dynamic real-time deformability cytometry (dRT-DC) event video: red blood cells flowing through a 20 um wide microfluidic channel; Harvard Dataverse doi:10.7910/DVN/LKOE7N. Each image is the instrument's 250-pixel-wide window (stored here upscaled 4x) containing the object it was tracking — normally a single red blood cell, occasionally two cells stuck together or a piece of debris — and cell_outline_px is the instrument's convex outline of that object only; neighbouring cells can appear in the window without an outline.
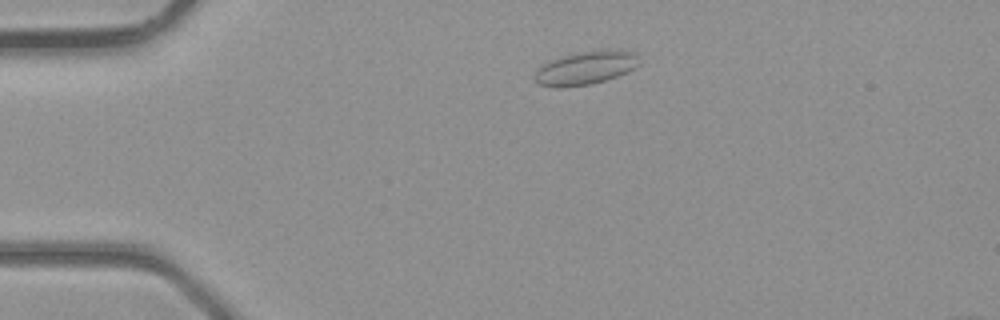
{"species": "common noctule bat (a hibernating species)", "species_latin": "Nyctalus noctula", "temperature_condition": "room temperature", "stored_images_in_passage": 32, "camera_frame_rate_fps": 3000, "um_per_image_px": 0.085, "animal": {"sex": "male", "body_mass_g": 23.1, "forearm_length_mm": 52.7}, "frame": {"image": 1, "passage_image": 1, "time_ms": 0.0, "image_size_px": [1000, 320], "cell_outline_px": [[640, 64], [628, 72], [604, 80], [588, 84], [560, 88], [556, 88], [540, 84], [532, 76], [548, 60], [560, 56], [608, 48], [616, 48], [636, 52]], "centroid_in_image_um": [49.82, 5.75], "position_along_channel_um": 35.2, "area_um2": 20.46}}
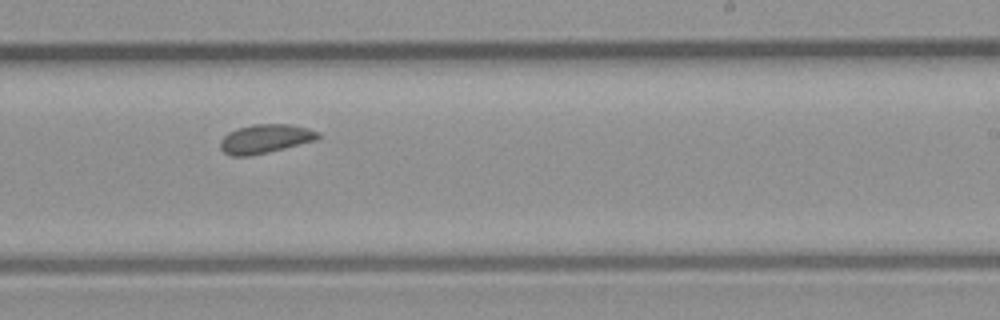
{"frame": {"image": 2, "passage_image": 17, "time_ms": 5.333, "image_size_px": [1000, 320], "cell_outline_px": [[320, 136], [316, 140], [268, 152], [248, 156], [232, 156], [224, 152], [220, 148], [220, 140], [228, 132], [236, 128], [252, 124], [288, 124], [308, 128], [320, 132]], "centroid_in_image_um": [22.53, 11.79], "position_along_channel_um": 266.5, "area_um2": 16.47}}
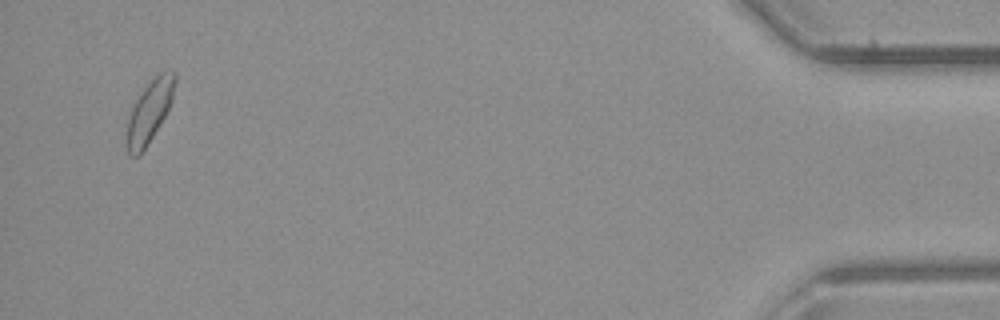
{"frame": {"image": 3, "passage_image": 31, "time_ms": 10.0, "image_size_px": [1000, 320], "cell_outline_px": [[176, 80], [172, 100], [164, 116], [140, 156], [132, 156], [128, 152], [124, 144], [128, 120], [132, 108], [136, 100], [144, 88], [160, 72], [176, 72]], "centroid_in_image_um": [12.67, 9.52], "position_along_channel_um": 422.5, "area_um2": 17.05}}